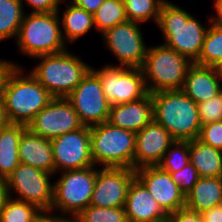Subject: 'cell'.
<instances>
[{
    "label": "cell",
    "instance_id": "b9f144b4",
    "mask_svg": "<svg viewBox=\"0 0 222 222\" xmlns=\"http://www.w3.org/2000/svg\"><path fill=\"white\" fill-rule=\"evenodd\" d=\"M214 10L217 15L210 16L211 23L222 26V0H214Z\"/></svg>",
    "mask_w": 222,
    "mask_h": 222
},
{
    "label": "cell",
    "instance_id": "836d02e7",
    "mask_svg": "<svg viewBox=\"0 0 222 222\" xmlns=\"http://www.w3.org/2000/svg\"><path fill=\"white\" fill-rule=\"evenodd\" d=\"M170 175L185 195L194 187L200 178L196 168L191 163H188L180 171L172 172Z\"/></svg>",
    "mask_w": 222,
    "mask_h": 222
},
{
    "label": "cell",
    "instance_id": "603a6c76",
    "mask_svg": "<svg viewBox=\"0 0 222 222\" xmlns=\"http://www.w3.org/2000/svg\"><path fill=\"white\" fill-rule=\"evenodd\" d=\"M27 126L8 124L0 128V178L6 179L20 164L18 147Z\"/></svg>",
    "mask_w": 222,
    "mask_h": 222
},
{
    "label": "cell",
    "instance_id": "1f68e13d",
    "mask_svg": "<svg viewBox=\"0 0 222 222\" xmlns=\"http://www.w3.org/2000/svg\"><path fill=\"white\" fill-rule=\"evenodd\" d=\"M82 222H128L124 207H96L89 205L78 216Z\"/></svg>",
    "mask_w": 222,
    "mask_h": 222
},
{
    "label": "cell",
    "instance_id": "f6af8a7d",
    "mask_svg": "<svg viewBox=\"0 0 222 222\" xmlns=\"http://www.w3.org/2000/svg\"><path fill=\"white\" fill-rule=\"evenodd\" d=\"M214 67H215L218 77L222 81V60L219 63H217Z\"/></svg>",
    "mask_w": 222,
    "mask_h": 222
},
{
    "label": "cell",
    "instance_id": "7dc6e473",
    "mask_svg": "<svg viewBox=\"0 0 222 222\" xmlns=\"http://www.w3.org/2000/svg\"><path fill=\"white\" fill-rule=\"evenodd\" d=\"M155 222H169V219H168V216H167L164 219L159 220V221H155Z\"/></svg>",
    "mask_w": 222,
    "mask_h": 222
},
{
    "label": "cell",
    "instance_id": "ba28073f",
    "mask_svg": "<svg viewBox=\"0 0 222 222\" xmlns=\"http://www.w3.org/2000/svg\"><path fill=\"white\" fill-rule=\"evenodd\" d=\"M97 171L96 166L61 171L60 177L54 182L50 210H58L65 217H77L91 203Z\"/></svg>",
    "mask_w": 222,
    "mask_h": 222
},
{
    "label": "cell",
    "instance_id": "8992f818",
    "mask_svg": "<svg viewBox=\"0 0 222 222\" xmlns=\"http://www.w3.org/2000/svg\"><path fill=\"white\" fill-rule=\"evenodd\" d=\"M192 64L187 57L164 44L149 46L141 67L148 93L181 90Z\"/></svg>",
    "mask_w": 222,
    "mask_h": 222
},
{
    "label": "cell",
    "instance_id": "60d3db41",
    "mask_svg": "<svg viewBox=\"0 0 222 222\" xmlns=\"http://www.w3.org/2000/svg\"><path fill=\"white\" fill-rule=\"evenodd\" d=\"M12 66H20L15 62H10L7 60L0 59V98H2V87L5 80V77Z\"/></svg>",
    "mask_w": 222,
    "mask_h": 222
},
{
    "label": "cell",
    "instance_id": "cb8c5ba5",
    "mask_svg": "<svg viewBox=\"0 0 222 222\" xmlns=\"http://www.w3.org/2000/svg\"><path fill=\"white\" fill-rule=\"evenodd\" d=\"M190 163L200 177H222V151L198 139L189 141Z\"/></svg>",
    "mask_w": 222,
    "mask_h": 222
},
{
    "label": "cell",
    "instance_id": "44dd1931",
    "mask_svg": "<svg viewBox=\"0 0 222 222\" xmlns=\"http://www.w3.org/2000/svg\"><path fill=\"white\" fill-rule=\"evenodd\" d=\"M221 83L215 67L193 63L188 68L181 90L198 104L219 94L222 87Z\"/></svg>",
    "mask_w": 222,
    "mask_h": 222
},
{
    "label": "cell",
    "instance_id": "7402d4cb",
    "mask_svg": "<svg viewBox=\"0 0 222 222\" xmlns=\"http://www.w3.org/2000/svg\"><path fill=\"white\" fill-rule=\"evenodd\" d=\"M222 204V177H200L185 195V207L202 213Z\"/></svg>",
    "mask_w": 222,
    "mask_h": 222
},
{
    "label": "cell",
    "instance_id": "74e56055",
    "mask_svg": "<svg viewBox=\"0 0 222 222\" xmlns=\"http://www.w3.org/2000/svg\"><path fill=\"white\" fill-rule=\"evenodd\" d=\"M52 210H40L39 213L34 217L32 222H64L65 216L54 215Z\"/></svg>",
    "mask_w": 222,
    "mask_h": 222
},
{
    "label": "cell",
    "instance_id": "d590c367",
    "mask_svg": "<svg viewBox=\"0 0 222 222\" xmlns=\"http://www.w3.org/2000/svg\"><path fill=\"white\" fill-rule=\"evenodd\" d=\"M23 3L25 1L33 10L31 13H52L55 11H60V3L65 0H20Z\"/></svg>",
    "mask_w": 222,
    "mask_h": 222
},
{
    "label": "cell",
    "instance_id": "bcb514c9",
    "mask_svg": "<svg viewBox=\"0 0 222 222\" xmlns=\"http://www.w3.org/2000/svg\"><path fill=\"white\" fill-rule=\"evenodd\" d=\"M64 222H82L79 218L77 217H65V221Z\"/></svg>",
    "mask_w": 222,
    "mask_h": 222
},
{
    "label": "cell",
    "instance_id": "f1b7e54d",
    "mask_svg": "<svg viewBox=\"0 0 222 222\" xmlns=\"http://www.w3.org/2000/svg\"><path fill=\"white\" fill-rule=\"evenodd\" d=\"M165 1L167 0H123L126 17L140 24L152 19L157 25L160 9Z\"/></svg>",
    "mask_w": 222,
    "mask_h": 222
},
{
    "label": "cell",
    "instance_id": "83f0119b",
    "mask_svg": "<svg viewBox=\"0 0 222 222\" xmlns=\"http://www.w3.org/2000/svg\"><path fill=\"white\" fill-rule=\"evenodd\" d=\"M95 30L100 34L127 21L123 0H104L93 14Z\"/></svg>",
    "mask_w": 222,
    "mask_h": 222
},
{
    "label": "cell",
    "instance_id": "9c48e42d",
    "mask_svg": "<svg viewBox=\"0 0 222 222\" xmlns=\"http://www.w3.org/2000/svg\"><path fill=\"white\" fill-rule=\"evenodd\" d=\"M91 69L99 76L111 106L137 101L148 94L141 68L106 64L101 69Z\"/></svg>",
    "mask_w": 222,
    "mask_h": 222
},
{
    "label": "cell",
    "instance_id": "d6986e66",
    "mask_svg": "<svg viewBox=\"0 0 222 222\" xmlns=\"http://www.w3.org/2000/svg\"><path fill=\"white\" fill-rule=\"evenodd\" d=\"M124 209L128 222H155L168 215L137 177L130 185Z\"/></svg>",
    "mask_w": 222,
    "mask_h": 222
},
{
    "label": "cell",
    "instance_id": "7a4b0ae2",
    "mask_svg": "<svg viewBox=\"0 0 222 222\" xmlns=\"http://www.w3.org/2000/svg\"><path fill=\"white\" fill-rule=\"evenodd\" d=\"M154 121L163 126L174 140L197 139L201 123L197 104L182 90L152 93Z\"/></svg>",
    "mask_w": 222,
    "mask_h": 222
},
{
    "label": "cell",
    "instance_id": "8d00e7d4",
    "mask_svg": "<svg viewBox=\"0 0 222 222\" xmlns=\"http://www.w3.org/2000/svg\"><path fill=\"white\" fill-rule=\"evenodd\" d=\"M169 222H203L201 213L182 208L175 212L169 213Z\"/></svg>",
    "mask_w": 222,
    "mask_h": 222
},
{
    "label": "cell",
    "instance_id": "8fae6325",
    "mask_svg": "<svg viewBox=\"0 0 222 222\" xmlns=\"http://www.w3.org/2000/svg\"><path fill=\"white\" fill-rule=\"evenodd\" d=\"M66 98L84 126L108 121L111 105L104 95L99 76L92 69Z\"/></svg>",
    "mask_w": 222,
    "mask_h": 222
},
{
    "label": "cell",
    "instance_id": "ac0fdd59",
    "mask_svg": "<svg viewBox=\"0 0 222 222\" xmlns=\"http://www.w3.org/2000/svg\"><path fill=\"white\" fill-rule=\"evenodd\" d=\"M153 120L152 95L148 93L140 100L110 106L107 122L137 133Z\"/></svg>",
    "mask_w": 222,
    "mask_h": 222
},
{
    "label": "cell",
    "instance_id": "52a82bcc",
    "mask_svg": "<svg viewBox=\"0 0 222 222\" xmlns=\"http://www.w3.org/2000/svg\"><path fill=\"white\" fill-rule=\"evenodd\" d=\"M136 133L109 122L90 126L91 157L95 166L134 169Z\"/></svg>",
    "mask_w": 222,
    "mask_h": 222
},
{
    "label": "cell",
    "instance_id": "d4e9b609",
    "mask_svg": "<svg viewBox=\"0 0 222 222\" xmlns=\"http://www.w3.org/2000/svg\"><path fill=\"white\" fill-rule=\"evenodd\" d=\"M66 6L62 19L60 17L61 34L65 44L76 42L91 29H95L93 14L71 2L66 3Z\"/></svg>",
    "mask_w": 222,
    "mask_h": 222
},
{
    "label": "cell",
    "instance_id": "6da1fadb",
    "mask_svg": "<svg viewBox=\"0 0 222 222\" xmlns=\"http://www.w3.org/2000/svg\"><path fill=\"white\" fill-rule=\"evenodd\" d=\"M53 96L29 72L25 75L21 66H12L7 73L2 99L10 124L28 126Z\"/></svg>",
    "mask_w": 222,
    "mask_h": 222
},
{
    "label": "cell",
    "instance_id": "3957f363",
    "mask_svg": "<svg viewBox=\"0 0 222 222\" xmlns=\"http://www.w3.org/2000/svg\"><path fill=\"white\" fill-rule=\"evenodd\" d=\"M157 27L166 47L176 50L192 63L198 59L208 27L194 15L167 0L160 9Z\"/></svg>",
    "mask_w": 222,
    "mask_h": 222
},
{
    "label": "cell",
    "instance_id": "9a60e30c",
    "mask_svg": "<svg viewBox=\"0 0 222 222\" xmlns=\"http://www.w3.org/2000/svg\"><path fill=\"white\" fill-rule=\"evenodd\" d=\"M134 169L126 167H102L97 171L90 205L96 207H124Z\"/></svg>",
    "mask_w": 222,
    "mask_h": 222
},
{
    "label": "cell",
    "instance_id": "5b68a950",
    "mask_svg": "<svg viewBox=\"0 0 222 222\" xmlns=\"http://www.w3.org/2000/svg\"><path fill=\"white\" fill-rule=\"evenodd\" d=\"M60 13H30L24 15L16 43L21 54L35 58L65 51L61 34Z\"/></svg>",
    "mask_w": 222,
    "mask_h": 222
},
{
    "label": "cell",
    "instance_id": "484cf974",
    "mask_svg": "<svg viewBox=\"0 0 222 222\" xmlns=\"http://www.w3.org/2000/svg\"><path fill=\"white\" fill-rule=\"evenodd\" d=\"M20 0H0V42L17 38L25 11Z\"/></svg>",
    "mask_w": 222,
    "mask_h": 222
},
{
    "label": "cell",
    "instance_id": "ee69618b",
    "mask_svg": "<svg viewBox=\"0 0 222 222\" xmlns=\"http://www.w3.org/2000/svg\"><path fill=\"white\" fill-rule=\"evenodd\" d=\"M9 124L6 111H5V106L3 99L0 98V128H3Z\"/></svg>",
    "mask_w": 222,
    "mask_h": 222
},
{
    "label": "cell",
    "instance_id": "f546056e",
    "mask_svg": "<svg viewBox=\"0 0 222 222\" xmlns=\"http://www.w3.org/2000/svg\"><path fill=\"white\" fill-rule=\"evenodd\" d=\"M188 163L189 157V141L175 140L165 151L162 160L157 165L162 171L172 173L180 171Z\"/></svg>",
    "mask_w": 222,
    "mask_h": 222
},
{
    "label": "cell",
    "instance_id": "f35d334b",
    "mask_svg": "<svg viewBox=\"0 0 222 222\" xmlns=\"http://www.w3.org/2000/svg\"><path fill=\"white\" fill-rule=\"evenodd\" d=\"M203 222H222V204L201 213Z\"/></svg>",
    "mask_w": 222,
    "mask_h": 222
},
{
    "label": "cell",
    "instance_id": "4fadbf2b",
    "mask_svg": "<svg viewBox=\"0 0 222 222\" xmlns=\"http://www.w3.org/2000/svg\"><path fill=\"white\" fill-rule=\"evenodd\" d=\"M84 125L66 97H53L27 126L33 133L48 140L76 131Z\"/></svg>",
    "mask_w": 222,
    "mask_h": 222
},
{
    "label": "cell",
    "instance_id": "ffe728a7",
    "mask_svg": "<svg viewBox=\"0 0 222 222\" xmlns=\"http://www.w3.org/2000/svg\"><path fill=\"white\" fill-rule=\"evenodd\" d=\"M20 163L55 174L51 140L33 133L28 127L22 132L18 147Z\"/></svg>",
    "mask_w": 222,
    "mask_h": 222
},
{
    "label": "cell",
    "instance_id": "d6a6232c",
    "mask_svg": "<svg viewBox=\"0 0 222 222\" xmlns=\"http://www.w3.org/2000/svg\"><path fill=\"white\" fill-rule=\"evenodd\" d=\"M201 125L222 121L221 92L206 101L197 104Z\"/></svg>",
    "mask_w": 222,
    "mask_h": 222
},
{
    "label": "cell",
    "instance_id": "4dcf8cb0",
    "mask_svg": "<svg viewBox=\"0 0 222 222\" xmlns=\"http://www.w3.org/2000/svg\"><path fill=\"white\" fill-rule=\"evenodd\" d=\"M39 211L36 205L9 197L0 212V222H32Z\"/></svg>",
    "mask_w": 222,
    "mask_h": 222
},
{
    "label": "cell",
    "instance_id": "7bdbcfd3",
    "mask_svg": "<svg viewBox=\"0 0 222 222\" xmlns=\"http://www.w3.org/2000/svg\"><path fill=\"white\" fill-rule=\"evenodd\" d=\"M9 198L8 187L5 179L0 178V212Z\"/></svg>",
    "mask_w": 222,
    "mask_h": 222
},
{
    "label": "cell",
    "instance_id": "30bf717a",
    "mask_svg": "<svg viewBox=\"0 0 222 222\" xmlns=\"http://www.w3.org/2000/svg\"><path fill=\"white\" fill-rule=\"evenodd\" d=\"M51 175L53 174L20 163L5 179L9 197L36 205L40 210H50L54 189ZM13 192L17 193L18 197L11 196Z\"/></svg>",
    "mask_w": 222,
    "mask_h": 222
},
{
    "label": "cell",
    "instance_id": "7c38bea8",
    "mask_svg": "<svg viewBox=\"0 0 222 222\" xmlns=\"http://www.w3.org/2000/svg\"><path fill=\"white\" fill-rule=\"evenodd\" d=\"M140 23L127 20L102 33L105 46L117 58L120 65L141 68L148 46L140 30Z\"/></svg>",
    "mask_w": 222,
    "mask_h": 222
},
{
    "label": "cell",
    "instance_id": "e0dca14e",
    "mask_svg": "<svg viewBox=\"0 0 222 222\" xmlns=\"http://www.w3.org/2000/svg\"><path fill=\"white\" fill-rule=\"evenodd\" d=\"M174 141L170 133L154 120L147 124L136 133L134 170L157 166Z\"/></svg>",
    "mask_w": 222,
    "mask_h": 222
},
{
    "label": "cell",
    "instance_id": "277c9868",
    "mask_svg": "<svg viewBox=\"0 0 222 222\" xmlns=\"http://www.w3.org/2000/svg\"><path fill=\"white\" fill-rule=\"evenodd\" d=\"M41 60L30 73L53 96L67 97L89 72L91 66L68 49L35 57Z\"/></svg>",
    "mask_w": 222,
    "mask_h": 222
},
{
    "label": "cell",
    "instance_id": "ab89813d",
    "mask_svg": "<svg viewBox=\"0 0 222 222\" xmlns=\"http://www.w3.org/2000/svg\"><path fill=\"white\" fill-rule=\"evenodd\" d=\"M71 2L88 13L94 14L103 4L104 0H71Z\"/></svg>",
    "mask_w": 222,
    "mask_h": 222
},
{
    "label": "cell",
    "instance_id": "2e32d148",
    "mask_svg": "<svg viewBox=\"0 0 222 222\" xmlns=\"http://www.w3.org/2000/svg\"><path fill=\"white\" fill-rule=\"evenodd\" d=\"M135 173L167 214L185 208V194L172 180L170 173L158 166L142 167L136 169Z\"/></svg>",
    "mask_w": 222,
    "mask_h": 222
},
{
    "label": "cell",
    "instance_id": "e575fe53",
    "mask_svg": "<svg viewBox=\"0 0 222 222\" xmlns=\"http://www.w3.org/2000/svg\"><path fill=\"white\" fill-rule=\"evenodd\" d=\"M197 139L222 151V121L202 125Z\"/></svg>",
    "mask_w": 222,
    "mask_h": 222
},
{
    "label": "cell",
    "instance_id": "4316f807",
    "mask_svg": "<svg viewBox=\"0 0 222 222\" xmlns=\"http://www.w3.org/2000/svg\"><path fill=\"white\" fill-rule=\"evenodd\" d=\"M208 24L200 55L194 63L214 67L222 60V26L211 23L210 19Z\"/></svg>",
    "mask_w": 222,
    "mask_h": 222
},
{
    "label": "cell",
    "instance_id": "5bb4252c",
    "mask_svg": "<svg viewBox=\"0 0 222 222\" xmlns=\"http://www.w3.org/2000/svg\"><path fill=\"white\" fill-rule=\"evenodd\" d=\"M56 172L95 166L91 157L90 127L65 133L51 140Z\"/></svg>",
    "mask_w": 222,
    "mask_h": 222
}]
</instances>
